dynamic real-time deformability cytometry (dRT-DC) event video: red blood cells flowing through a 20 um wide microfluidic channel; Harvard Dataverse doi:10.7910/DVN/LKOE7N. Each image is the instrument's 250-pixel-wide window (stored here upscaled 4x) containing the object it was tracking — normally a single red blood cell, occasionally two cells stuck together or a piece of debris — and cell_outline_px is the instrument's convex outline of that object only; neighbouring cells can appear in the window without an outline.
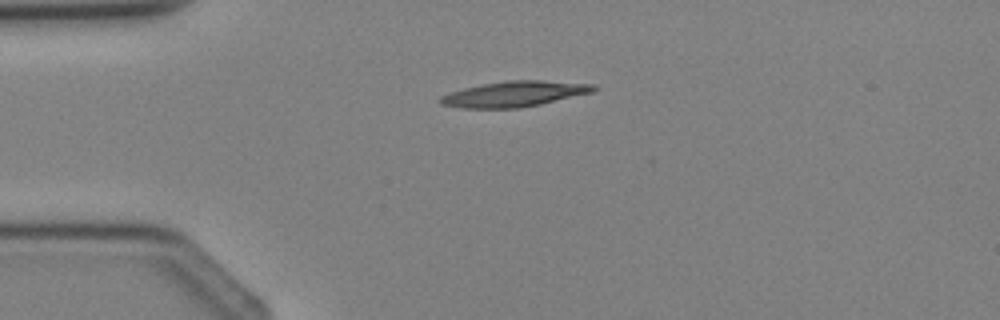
{"species": "Egyptian fruit bat (a non-hibernating species)", "species_latin": "Rousettus aegyptiacus", "temperature_condition": "cold", "stored_images_in_passage": 4, "camera_frame_rate_fps": 3000, "um_per_image_px": 0.085, "animal": {"sex": "female"}, "frame": {"image": 1, "passage_image": 4, "time_ms": 3.667, "image_size_px": [1000, 320], "cell_outline_px": [[600, 88], [592, 92], [540, 104], [520, 108], [464, 108], [440, 104], [436, 100], [440, 96], [448, 92], [480, 84], [508, 80], [544, 80], [596, 84]], "centroid_in_image_um": [43.7, 7.98], "position_along_channel_um": 41.3, "area_um2": 23.06}}